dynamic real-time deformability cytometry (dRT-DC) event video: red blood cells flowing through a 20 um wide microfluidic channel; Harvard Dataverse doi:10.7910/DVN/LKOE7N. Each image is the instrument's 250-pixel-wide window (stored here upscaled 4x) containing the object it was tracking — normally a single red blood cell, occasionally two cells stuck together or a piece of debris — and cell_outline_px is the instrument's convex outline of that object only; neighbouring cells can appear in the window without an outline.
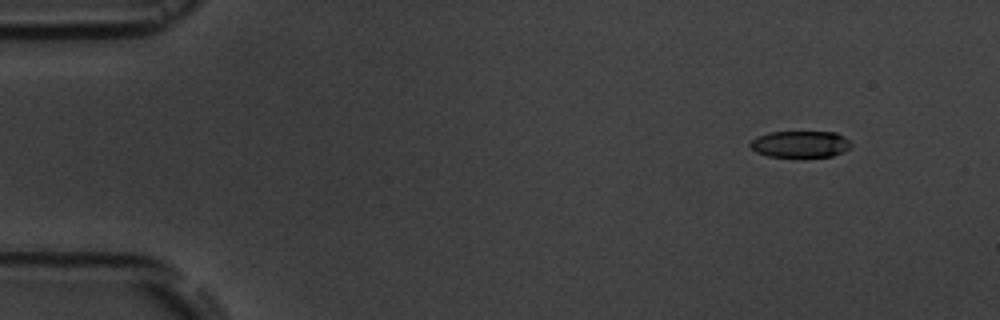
{"species": "common noctule bat (a hibernating species)", "species_latin": "Nyctalus noctula", "temperature_condition": "room temperature", "stored_images_in_passage": 7, "camera_frame_rate_fps": 3000, "um_per_image_px": 0.085, "animal": {"sex": "male", "body_mass_g": 19.5, "forearm_length_mm": 54.6}, "frame": {"image": 1, "passage_image": 2, "time_ms": 1.333, "image_size_px": [1000, 320], "cell_outline_px": [[852, 144], [844, 152], [832, 156], [804, 160], [768, 156], [756, 152], [748, 144], [756, 136], [772, 132], [836, 132], [844, 136]], "centroid_in_image_um": [68.03, 12.3], "position_along_channel_um": 17.0, "area_um2": 16.42}}
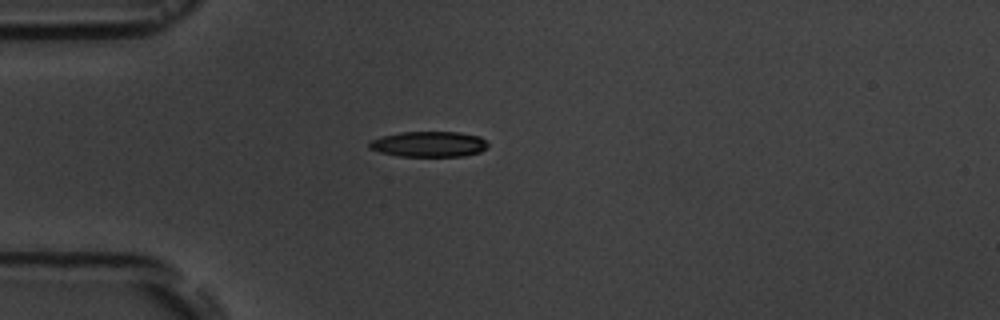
{"frame": {"image": 2, "passage_image": 5, "time_ms": 4.667, "image_size_px": [1000, 320], "cell_outline_px": [[488, 148], [480, 152], [464, 156], [400, 156], [380, 152], [368, 148], [368, 144], [372, 140], [380, 136], [400, 132], [460, 132], [480, 136], [488, 144]], "centroid_in_image_um": [36.46, 12.25], "position_along_channel_um": 48.5, "area_um2": 17.74}}
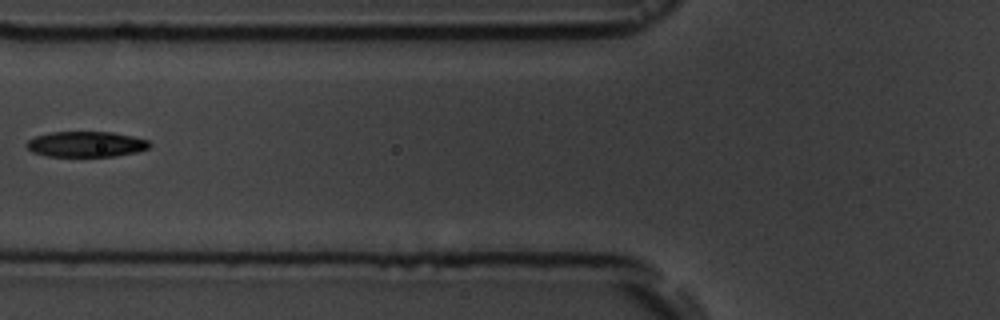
{"frame": {"image": 3, "passage_image": 7, "time_ms": 7.0, "image_size_px": [1000, 320], "cell_outline_px": [[152, 144], [148, 148], [136, 152], [116, 156], [48, 156], [32, 152], [24, 144], [28, 140], [36, 136], [52, 132], [112, 132], [132, 136], [148, 140]], "centroid_in_image_um": [7.31, 12.25], "position_along_channel_um": 118.5, "area_um2": 18.26}}